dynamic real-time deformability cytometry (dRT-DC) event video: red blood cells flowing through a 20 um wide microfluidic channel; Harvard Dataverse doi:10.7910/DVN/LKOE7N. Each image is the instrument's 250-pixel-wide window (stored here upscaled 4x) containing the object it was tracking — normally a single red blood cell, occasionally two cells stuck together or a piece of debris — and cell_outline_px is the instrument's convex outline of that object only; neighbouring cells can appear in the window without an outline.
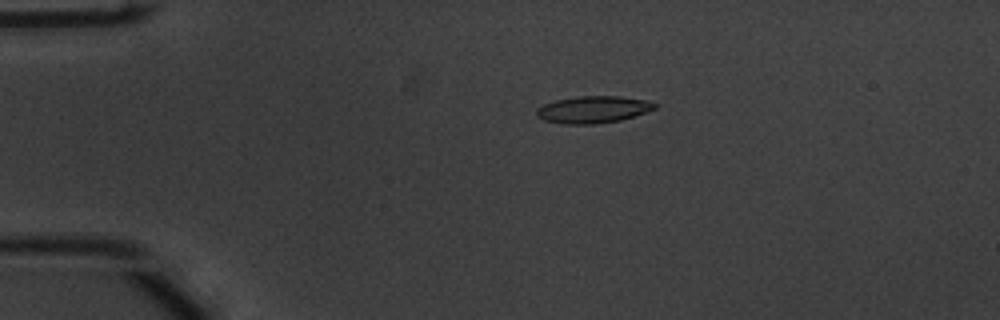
{"species": "common noctule bat (a hibernating species)", "species_latin": "Nyctalus noctula", "temperature_condition": "warm", "stored_images_in_passage": 44, "camera_frame_rate_fps": 3000, "um_per_image_px": 0.085, "animal": {"sex": "male", "body_mass_g": 20.1, "forearm_length_mm": 53.5}, "frame": {"image": 1, "passage_image": 1, "time_ms": 0.0, "image_size_px": [1000, 320], "cell_outline_px": [[656, 108], [620, 120], [596, 124], [564, 124], [544, 120], [536, 116], [536, 108], [544, 104], [556, 100], [580, 96], [620, 96], [648, 100], [656, 104]], "centroid_in_image_um": [50.38, 9.31], "position_along_channel_um": 34.6, "area_um2": 18.5}}
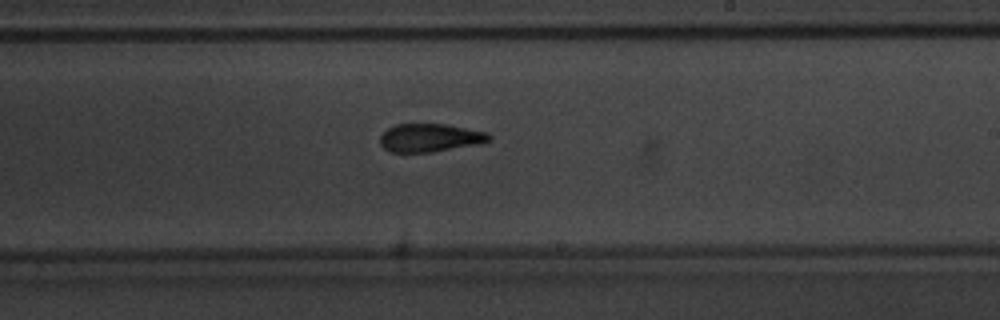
{"frame": {"image": 2, "passage_image": 22, "time_ms": 7.0, "image_size_px": [1000, 320], "cell_outline_px": [[492, 140], [480, 144], [432, 152], [392, 152], [384, 148], [380, 144], [380, 136], [388, 128], [396, 124], [448, 124], [488, 132], [492, 136]], "centroid_in_image_um": [36.6, 11.71], "position_along_channel_um": 252.4, "area_um2": 18.09}}
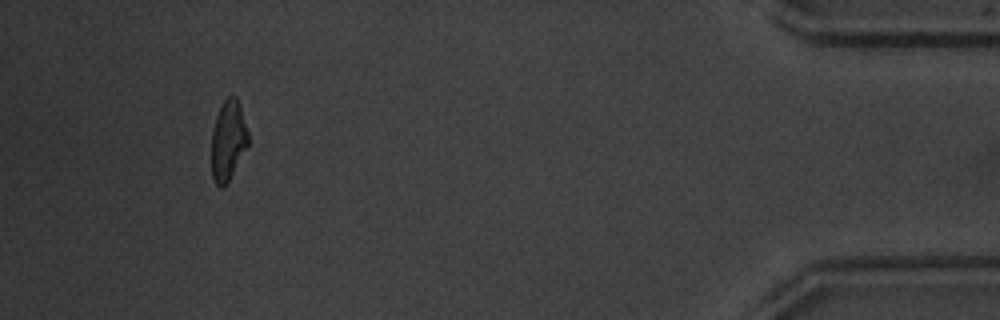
{"frame": {"image": 3, "passage_image": 40, "time_ms": 13.0, "image_size_px": [1000, 320], "cell_outline_px": [[248, 148], [228, 180], [220, 188], [216, 184], [212, 176], [212, 132], [216, 116], [224, 100], [228, 96], [236, 96], [248, 132]], "centroid_in_image_um": [19.39, 11.94], "position_along_channel_um": 415.8, "area_um2": 16.82}, "authors_computed_cell_mechanics": {"area_um2": 18.4382, "velocity_mm_per_s": 3.7659, "shape_relaxation_time_tau1_ms": 4.2953, "shape_relaxation_time_tau2_ms": 2.3428, "deformation_change_tau1": 0.2151, "deformation_change_tau2": 0.1152}}